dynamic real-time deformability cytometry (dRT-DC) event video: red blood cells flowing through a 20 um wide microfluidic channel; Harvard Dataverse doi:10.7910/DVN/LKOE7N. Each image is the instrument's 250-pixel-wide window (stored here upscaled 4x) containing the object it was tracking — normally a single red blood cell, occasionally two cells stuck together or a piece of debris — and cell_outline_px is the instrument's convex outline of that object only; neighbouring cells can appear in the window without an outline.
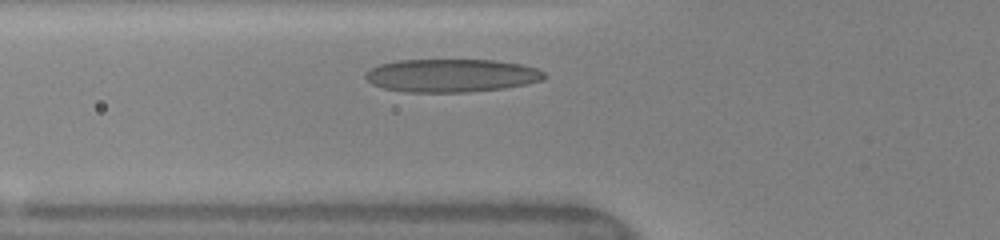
{"species": "human", "species_latin": "Homo sapiens", "temperature_condition": "warm", "stored_images_in_passage": 51, "camera_frame_rate_fps": 3000, "um_per_image_px": 0.085, "donor": {"sex": "female"}, "frame": {"image": 1, "passage_image": 10, "time_ms": 1.333, "image_size_px": [1000, 240], "cell_outline_px": [[544, 76], [540, 80], [524, 84], [504, 88], [468, 92], [404, 92], [384, 88], [372, 84], [364, 76], [364, 72], [380, 64], [396, 60], [492, 60], [520, 64], [536, 68], [544, 72]], "centroid_in_image_um": [38.31, 6.42], "position_along_channel_um": 87.5, "area_um2": 34.33}, "authors_computed_cell_mechanics": {"area_um2": 32.8882, "velocity_mm_per_s": 4.077, "shape_relaxation_time_tau1_ms": 2.3701, "shape_relaxation_time_tau2_ms": 0.8392, "deformation_change_tau1": 0.1282, "deformation_change_tau2": 0.0707}}